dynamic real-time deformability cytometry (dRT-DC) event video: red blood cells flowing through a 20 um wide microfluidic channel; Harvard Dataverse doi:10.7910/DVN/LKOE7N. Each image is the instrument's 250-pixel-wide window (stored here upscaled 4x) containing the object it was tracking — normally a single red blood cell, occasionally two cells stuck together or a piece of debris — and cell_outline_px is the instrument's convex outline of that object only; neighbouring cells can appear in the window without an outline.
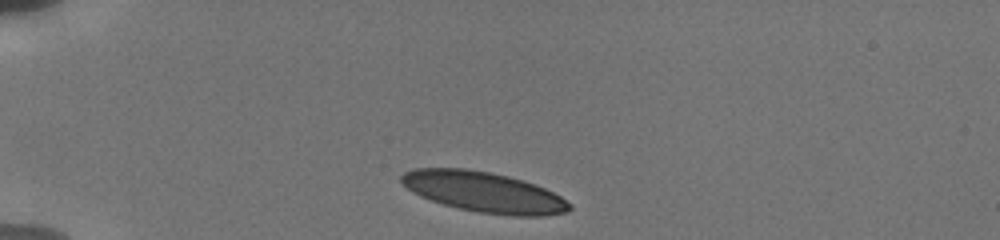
{"species": "human", "species_latin": "Homo sapiens", "temperature_condition": "cold", "stored_images_in_passage": 17, "camera_frame_rate_fps": 3000, "um_per_image_px": 0.085, "donor": {"sex": "male"}, "frame": {"image": 1, "passage_image": 1, "time_ms": 0.0, "image_size_px": [1000, 240], "cell_outline_px": [[572, 208], [568, 212], [544, 216], [512, 216], [480, 212], [460, 208], [444, 204], [420, 196], [412, 192], [400, 180], [400, 176], [404, 172], [412, 168], [464, 168], [488, 172], [508, 176], [536, 184], [560, 196], [572, 204]], "centroid_in_image_um": [41.14, 16.32], "position_along_channel_um": 43.9, "area_um2": 39.48}}
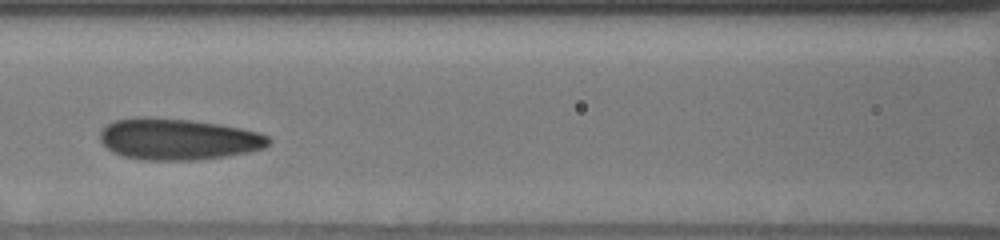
{"frame": {"image": 2, "passage_image": 9, "time_ms": 4.0, "image_size_px": [1000, 240], "cell_outline_px": [[272, 140], [264, 148], [248, 152], [224, 156], [196, 160], [144, 160], [124, 156], [112, 152], [100, 140], [100, 132], [108, 124], [116, 120], [136, 116], [144, 116], [188, 120], [220, 124], [240, 128], [256, 132], [268, 136]], "centroid_in_image_um": [15.12, 11.82], "position_along_channel_um": 151.5, "area_um2": 40.52}}
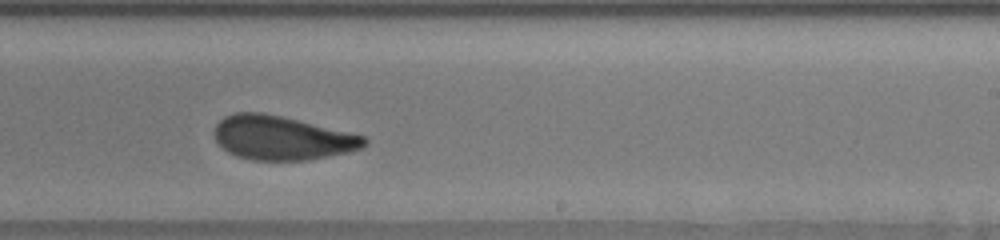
{"frame": {"image": 3, "passage_image": 14, "time_ms": 7.0, "image_size_px": [1000, 240], "cell_outline_px": [[368, 144], [360, 148], [348, 152], [308, 160], [252, 160], [236, 156], [228, 152], [216, 140], [212, 132], [216, 124], [224, 116], [236, 112], [264, 112], [348, 132], [364, 136], [368, 140]], "centroid_in_image_um": [23.92, 11.72], "position_along_channel_um": 265.1, "area_um2": 38.32}}